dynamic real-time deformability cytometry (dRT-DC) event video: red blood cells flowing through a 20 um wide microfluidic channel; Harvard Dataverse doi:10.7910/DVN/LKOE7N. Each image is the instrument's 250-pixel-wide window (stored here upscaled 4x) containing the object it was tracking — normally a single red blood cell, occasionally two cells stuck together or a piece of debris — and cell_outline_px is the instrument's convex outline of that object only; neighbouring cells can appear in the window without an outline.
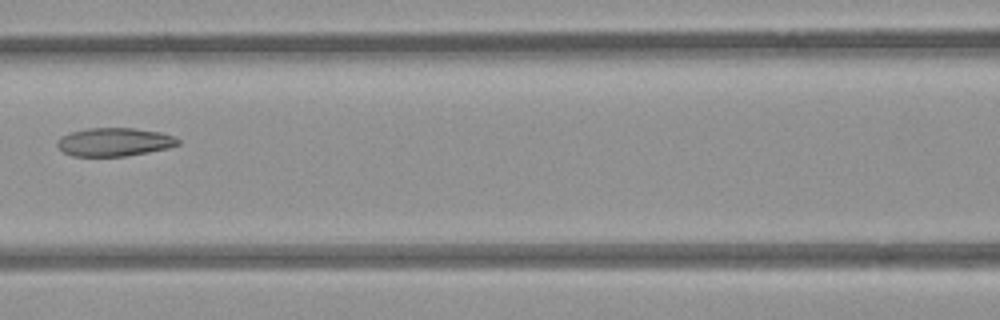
{"species": "common noctule bat (a hibernating species)", "species_latin": "Nyctalus noctula", "temperature_condition": "room temperature", "stored_images_in_passage": 7, "camera_frame_rate_fps": 3000, "um_per_image_px": 0.085, "animal": {"sex": "female", "body_mass_g": 21.9}, "frame": {"image": 1, "passage_image": 5, "time_ms": 1.333, "image_size_px": [1000, 320], "cell_outline_px": [[180, 144], [168, 148], [128, 156], [72, 156], [64, 152], [56, 144], [60, 136], [72, 132], [88, 128], [132, 128], [160, 132], [172, 136], [180, 140]], "centroid_in_image_um": [9.72, 12.07], "position_along_channel_um": 156.9, "area_um2": 19.88}}
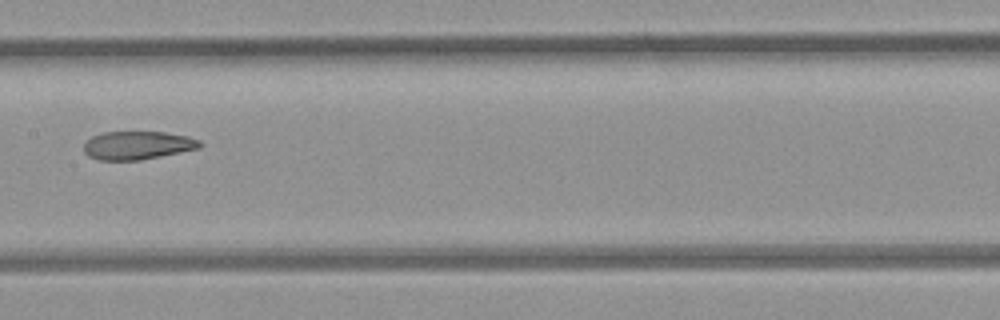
{"frame": {"image": 2, "passage_image": 6, "time_ms": 1.667, "image_size_px": [1000, 320], "cell_outline_px": [[204, 144], [200, 148], [140, 160], [100, 160], [88, 156], [84, 152], [84, 144], [92, 136], [104, 132], [164, 132], [188, 136], [200, 140]], "centroid_in_image_um": [11.71, 12.35], "position_along_channel_um": 195.7, "area_um2": 19.13}}
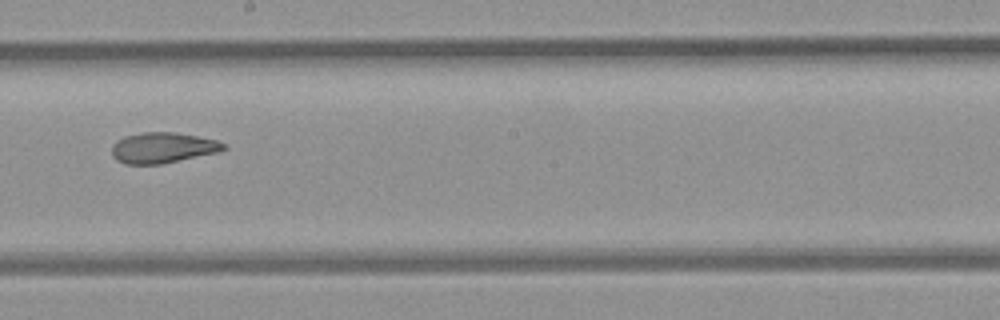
{"frame": {"image": 3, "passage_image": 7, "time_ms": 2.0, "image_size_px": [1000, 320], "cell_outline_px": [[228, 148], [220, 152], [160, 164], [124, 164], [116, 160], [112, 156], [112, 144], [116, 140], [124, 136], [144, 132], [176, 132], [216, 140], [224, 144]], "centroid_in_image_um": [13.81, 12.56], "position_along_channel_um": 234.4, "area_um2": 20.06}}